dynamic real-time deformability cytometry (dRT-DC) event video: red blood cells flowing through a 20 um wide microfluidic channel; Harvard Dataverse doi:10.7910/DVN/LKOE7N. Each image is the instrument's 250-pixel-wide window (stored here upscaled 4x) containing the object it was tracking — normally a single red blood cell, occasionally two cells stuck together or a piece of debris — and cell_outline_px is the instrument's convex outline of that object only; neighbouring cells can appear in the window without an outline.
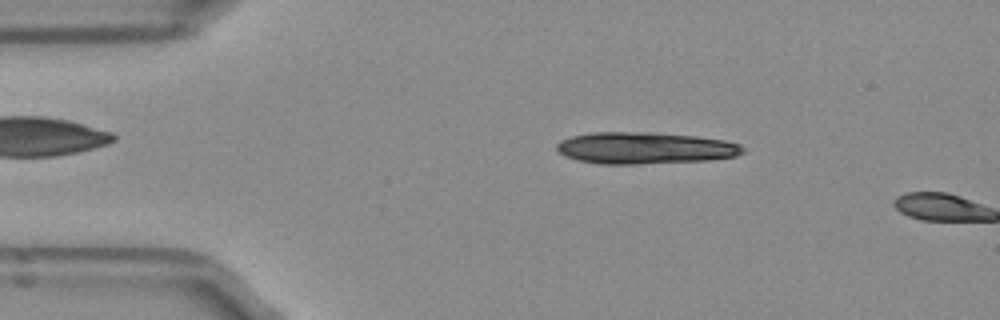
{"species": "Egyptian fruit bat (a non-hibernating species)", "species_latin": "Rousettus aegyptiacus", "temperature_condition": "room temperature", "stored_images_in_passage": 3, "camera_frame_rate_fps": 3000, "um_per_image_px": 0.085, "frame": {"image": 1, "passage_image": 2, "time_ms": 0.333, "image_size_px": [1000, 320], "cell_outline_px": [[744, 152], [736, 156], [708, 160], [640, 164], [596, 164], [576, 160], [564, 156], [556, 148], [556, 144], [560, 140], [572, 136], [596, 132], [648, 132], [696, 136], [724, 140], [740, 144], [744, 148]], "centroid_in_image_um": [54.79, 12.59], "position_along_channel_um": 30.2, "area_um2": 34.56}}